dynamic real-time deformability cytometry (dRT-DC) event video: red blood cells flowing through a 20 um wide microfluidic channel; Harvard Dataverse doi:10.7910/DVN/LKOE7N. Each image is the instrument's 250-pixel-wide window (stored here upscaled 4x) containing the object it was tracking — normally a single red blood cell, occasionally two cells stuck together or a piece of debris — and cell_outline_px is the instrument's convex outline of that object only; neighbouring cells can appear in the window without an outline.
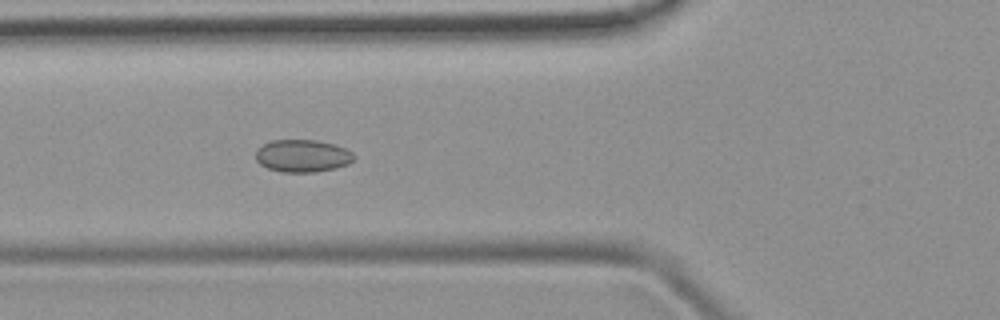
{"species": "common noctule bat (a hibernating species)", "species_latin": "Nyctalus noctula", "temperature_condition": "room temperature", "stored_images_in_passage": 47, "camera_frame_rate_fps": 3000, "um_per_image_px": 0.085, "animal": {"sex": "female", "body_mass_g": 19.9}, "frame": {"image": 1, "passage_image": 16, "time_ms": 5.0, "image_size_px": [1000, 320], "cell_outline_px": [[356, 156], [348, 164], [336, 168], [316, 172], [280, 172], [268, 168], [260, 164], [256, 160], [256, 148], [272, 140], [316, 140], [336, 144], [352, 152]], "centroid_in_image_um": [25.71, 13.25], "position_along_channel_um": 100.1, "area_um2": 18.73}}
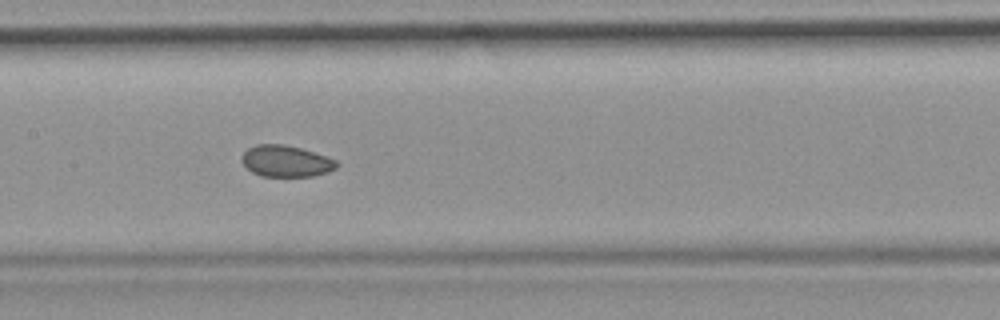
{"frame": {"image": 2, "passage_image": 22, "time_ms": 7.0, "image_size_px": [1000, 320], "cell_outline_px": [[340, 164], [336, 168], [328, 172], [312, 176], [260, 176], [252, 172], [240, 160], [240, 156], [248, 148], [256, 144], [284, 144], [300, 148], [328, 156], [336, 160]], "centroid_in_image_um": [24.31, 13.69], "position_along_channel_um": 183.1, "area_um2": 17.51}}
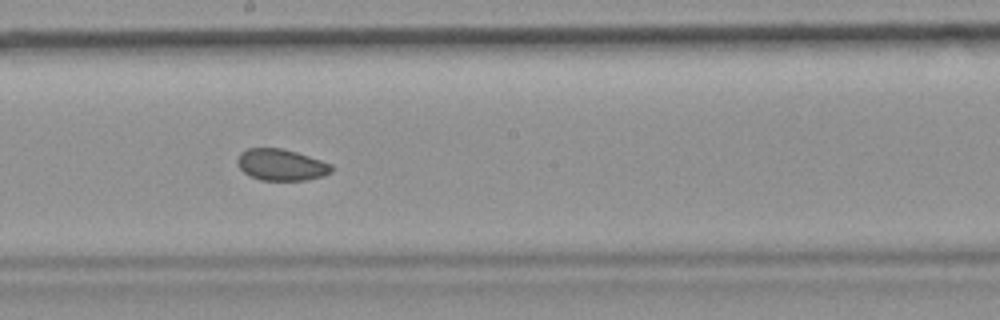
{"frame": {"image": 3, "passage_image": 25, "time_ms": 8.0, "image_size_px": [1000, 320], "cell_outline_px": [[332, 172], [320, 176], [304, 180], [260, 180], [244, 172], [240, 168], [240, 152], [248, 148], [280, 148], [296, 152], [332, 164]], "centroid_in_image_um": [23.92, 14.0], "position_along_channel_um": 224.3, "area_um2": 16.82}}